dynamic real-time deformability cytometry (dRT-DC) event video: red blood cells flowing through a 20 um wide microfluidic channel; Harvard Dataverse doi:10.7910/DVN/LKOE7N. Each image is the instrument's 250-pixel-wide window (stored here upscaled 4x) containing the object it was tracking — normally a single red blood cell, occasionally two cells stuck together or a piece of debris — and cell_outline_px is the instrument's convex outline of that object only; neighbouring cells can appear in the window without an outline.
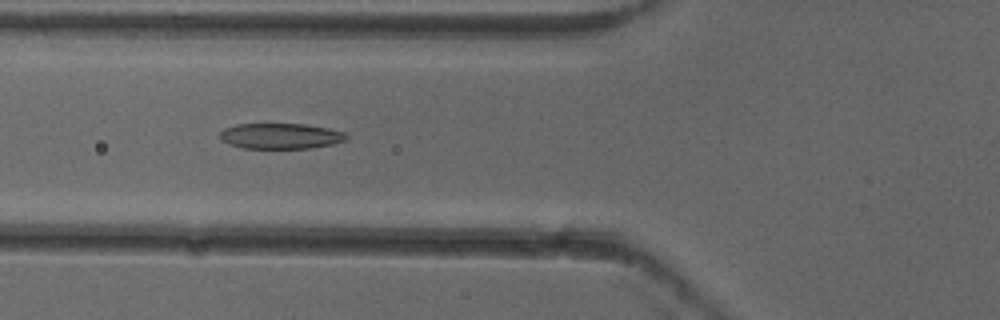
{"species": "common noctule bat (a hibernating species)", "species_latin": "Nyctalus noctula", "temperature_condition": "cold", "stored_images_in_passage": 7, "camera_frame_rate_fps": 3000, "um_per_image_px": 0.085, "animal": {"sex": "female"}, "frame": {"image": 1, "passage_image": 5, "time_ms": 1.333, "image_size_px": [1000, 320], "cell_outline_px": [[348, 136], [344, 140], [332, 144], [308, 148], [244, 148], [228, 144], [220, 140], [220, 132], [224, 128], [236, 124], [304, 124], [328, 128], [344, 132]], "centroid_in_image_um": [23.8, 11.56], "position_along_channel_um": 102.0, "area_um2": 18.79}}
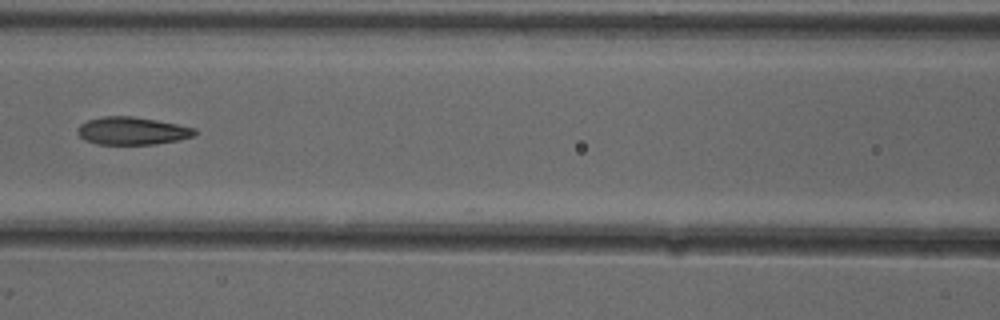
{"frame": {"image": 2, "passage_image": 6, "time_ms": 1.667, "image_size_px": [1000, 320], "cell_outline_px": [[196, 136], [180, 140], [156, 144], [96, 144], [84, 140], [76, 132], [76, 128], [80, 124], [88, 120], [104, 116], [132, 116], [156, 120], [196, 128]], "centroid_in_image_um": [11.23, 11.13], "position_along_channel_um": 155.4, "area_um2": 19.07}}
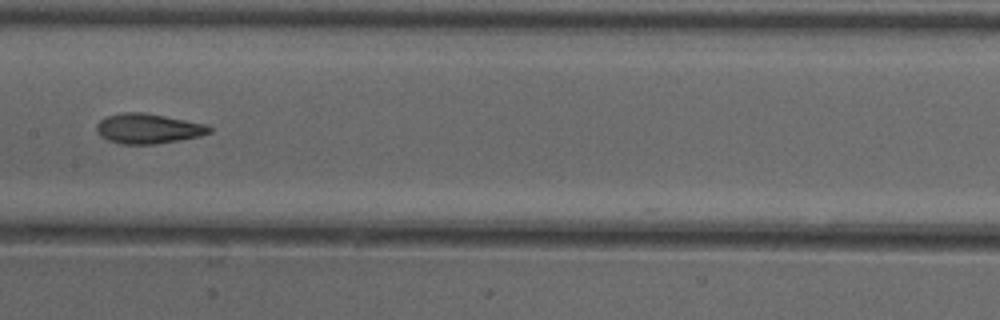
{"frame": {"image": 3, "passage_image": 7, "time_ms": 2.0, "image_size_px": [1000, 320], "cell_outline_px": [[212, 132], [200, 136], [180, 140], [156, 144], [120, 144], [108, 140], [100, 136], [96, 132], [96, 124], [100, 120], [108, 116], [124, 112], [144, 112], [208, 124], [212, 128]], "centroid_in_image_um": [12.61, 10.93], "position_along_channel_um": 194.8, "area_um2": 19.88}}